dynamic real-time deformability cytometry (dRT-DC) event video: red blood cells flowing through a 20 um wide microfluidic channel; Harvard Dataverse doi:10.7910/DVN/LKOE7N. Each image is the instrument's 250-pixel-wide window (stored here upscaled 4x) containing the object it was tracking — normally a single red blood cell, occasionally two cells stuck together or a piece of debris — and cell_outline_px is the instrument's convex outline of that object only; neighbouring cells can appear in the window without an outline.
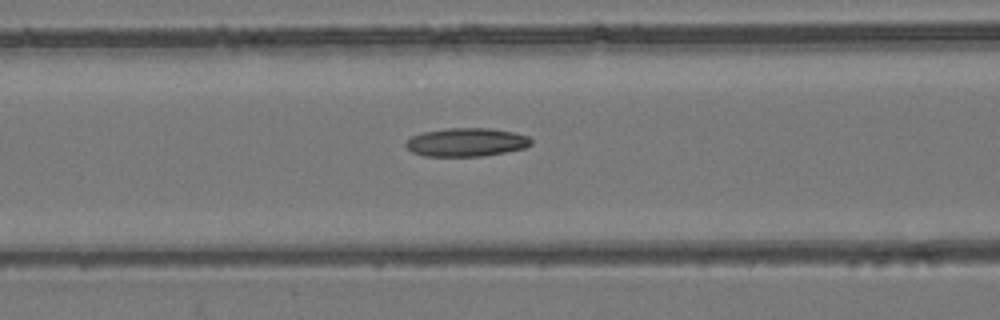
{"species": "common noctule bat (a hibernating species)", "species_latin": "Nyctalus noctula", "temperature_condition": "room temperature", "stored_images_in_passage": 54, "camera_frame_rate_fps": 3000, "um_per_image_px": 0.085, "animal": {"sex": "female", "body_mass_g": 24.6, "forearm_length_mm": 56.2}, "frame": {"image": 1, "passage_image": 23, "time_ms": 7.333, "image_size_px": [1000, 320], "cell_outline_px": [[532, 144], [524, 148], [484, 156], [424, 156], [412, 152], [404, 144], [412, 136], [424, 132], [448, 128], [492, 128], [512, 132], [528, 136], [532, 140]], "centroid_in_image_um": [39.65, 12.09], "position_along_channel_um": 127.0, "area_um2": 20.69}}
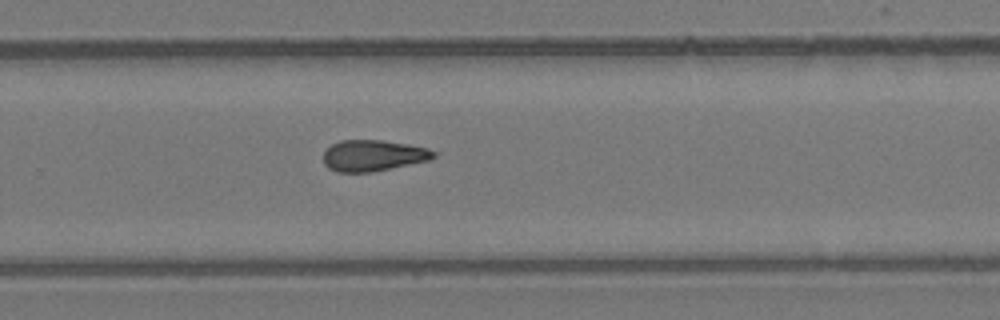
{"frame": {"image": 2, "passage_image": 36, "time_ms": 11.667, "image_size_px": [1000, 320], "cell_outline_px": [[440, 152], [436, 156], [428, 160], [372, 172], [336, 172], [328, 168], [324, 164], [324, 152], [332, 144], [340, 140], [380, 140], [408, 144], [428, 148]], "centroid_in_image_um": [31.73, 13.22], "position_along_channel_um": 298.1, "area_um2": 20.06}}
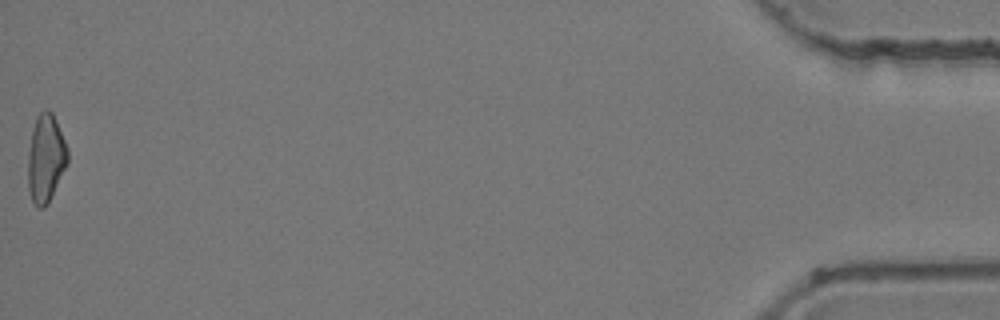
{"frame": {"image": 3, "passage_image": 54, "time_ms": 17.667, "image_size_px": [1000, 320], "cell_outline_px": [[68, 164], [44, 208], [40, 208], [32, 200], [28, 188], [28, 152], [32, 128], [36, 116], [44, 108], [48, 108], [52, 112], [68, 148]], "centroid_in_image_um": [3.88, 13.4], "position_along_channel_um": 431.3, "area_um2": 20.29}}